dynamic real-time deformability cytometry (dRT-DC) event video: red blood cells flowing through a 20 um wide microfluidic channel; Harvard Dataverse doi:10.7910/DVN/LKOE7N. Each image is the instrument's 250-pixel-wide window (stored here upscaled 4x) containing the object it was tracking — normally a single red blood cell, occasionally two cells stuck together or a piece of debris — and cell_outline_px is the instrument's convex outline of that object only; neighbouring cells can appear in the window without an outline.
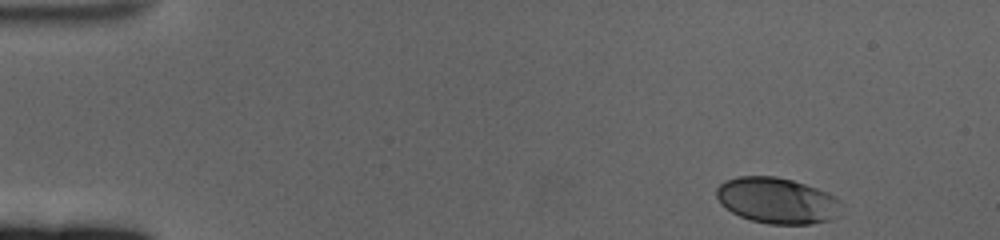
{"species": "human", "species_latin": "Homo sapiens", "temperature_condition": "cold", "stored_images_in_passage": 55, "camera_frame_rate_fps": 3000, "um_per_image_px": 0.085, "donor": {"sex": "female"}, "frame": {"image": 1, "passage_image": 1, "time_ms": 0.0, "image_size_px": [1000, 240], "cell_outline_px": [[844, 204], [836, 216], [828, 220], [812, 224], [768, 224], [752, 220], [740, 216], [732, 212], [720, 204], [716, 196], [716, 188], [724, 180], [736, 176], [776, 176], [792, 180], [816, 188], [836, 196]], "centroid_in_image_um": [66.04, 17.04], "position_along_channel_um": 19.0, "area_um2": 33.64}}
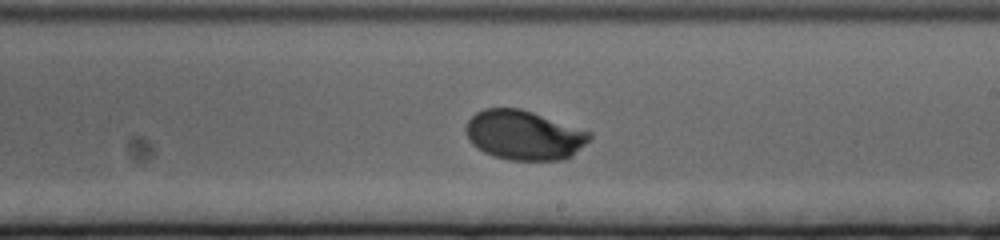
{"frame": {"image": 2, "passage_image": 31, "time_ms": 10.0, "image_size_px": [1000, 240], "cell_outline_px": [[592, 136], [572, 156], [564, 160], [508, 160], [492, 156], [484, 152], [472, 144], [468, 140], [464, 128], [468, 120], [476, 112], [484, 108], [520, 108], [592, 132]], "centroid_in_image_um": [44.51, 11.49], "position_along_channel_um": 244.5, "area_um2": 35.78}}
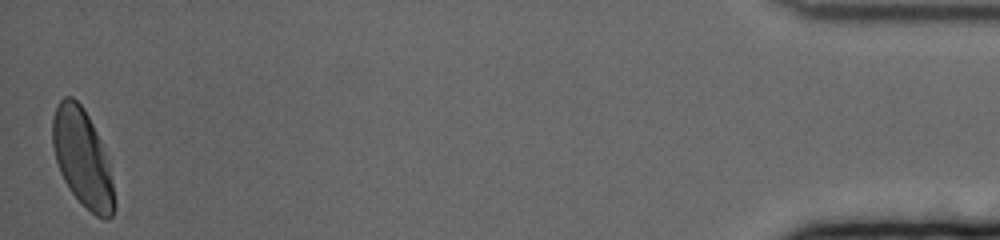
{"frame": {"image": 3, "passage_image": 55, "time_ms": 18.0, "image_size_px": [1000, 240], "cell_outline_px": [[116, 208], [112, 216], [108, 220], [104, 220], [96, 216], [68, 188], [60, 172], [56, 160], [52, 144], [52, 120], [56, 104], [64, 96], [72, 96], [84, 108], [100, 140], [104, 152], [112, 180], [116, 204]], "centroid_in_image_um": [6.99, 13.43], "position_along_channel_um": 428.2, "area_um2": 34.74}, "authors_computed_cell_mechanics": {"area_um2": 34.68, "velocity_mm_per_s": 3.3424, "shape_relaxation_time_tau1_ms": 2.9647, "shape_relaxation_time_tau2_ms": null, "deformation_change_tau1": 0.161, "deformation_change_tau2": null}}